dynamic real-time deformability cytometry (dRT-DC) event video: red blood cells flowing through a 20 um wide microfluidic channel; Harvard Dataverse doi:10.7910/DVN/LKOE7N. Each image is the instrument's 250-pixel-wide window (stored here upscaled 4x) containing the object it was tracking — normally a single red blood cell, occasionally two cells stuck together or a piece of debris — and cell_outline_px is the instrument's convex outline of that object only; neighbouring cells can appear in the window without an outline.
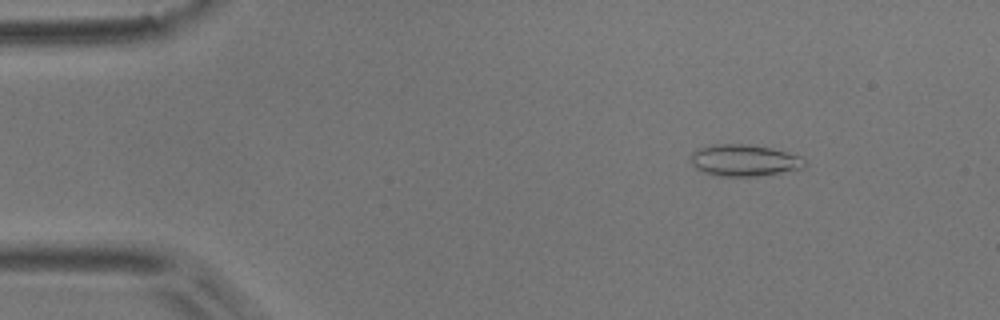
{"species": "common noctule bat (a hibernating species)", "species_latin": "Nyctalus noctula", "temperature_condition": "room temperature", "stored_images_in_passage": 3, "camera_frame_rate_fps": 3000, "um_per_image_px": 0.085, "animal": {"sex": "male", "body_mass_g": 17.9}, "frame": {"image": 1, "passage_image": 1, "time_ms": 0.0, "image_size_px": [1000, 320], "cell_outline_px": [[808, 164], [804, 168], [760, 176], [720, 176], [704, 172], [696, 168], [692, 164], [692, 152], [700, 148], [716, 144], [744, 144], [772, 148], [800, 156]], "centroid_in_image_um": [63.3, 13.64], "position_along_channel_um": 21.7, "area_um2": 20.87}}